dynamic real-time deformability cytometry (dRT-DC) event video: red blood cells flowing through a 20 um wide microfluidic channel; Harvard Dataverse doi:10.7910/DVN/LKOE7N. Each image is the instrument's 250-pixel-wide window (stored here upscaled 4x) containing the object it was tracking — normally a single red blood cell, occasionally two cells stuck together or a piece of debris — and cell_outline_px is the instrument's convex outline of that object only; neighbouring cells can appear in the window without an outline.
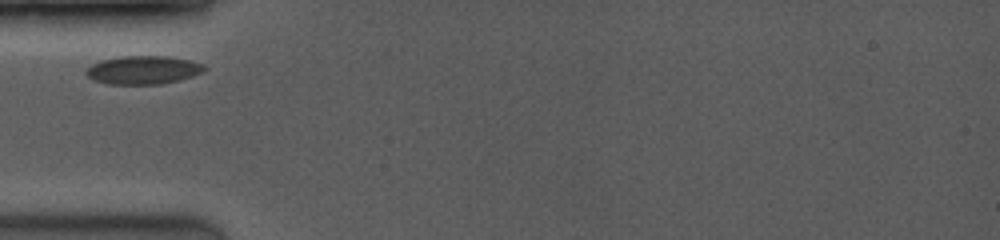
{"species": "common noctule bat (a hibernating species)", "species_latin": "Nyctalus noctula", "temperature_condition": "room temperature", "stored_images_in_passage": 16, "camera_frame_rate_fps": 3500, "um_per_image_px": 0.085, "animal": {"sex": "female", "body_mass_g": 19.0, "forearm_length_mm": 53.3}, "frame": {"image": 1, "passage_image": 1, "time_ms": 0.0, "image_size_px": [1000, 240], "cell_outline_px": [[208, 68], [204, 72], [192, 76], [160, 84], [108, 84], [96, 80], [88, 76], [84, 72], [92, 64], [100, 60], [124, 56], [164, 56], [188, 60], [204, 64]], "centroid_in_image_um": [12.18, 5.94], "position_along_channel_um": 72.8, "area_um2": 19.36}}
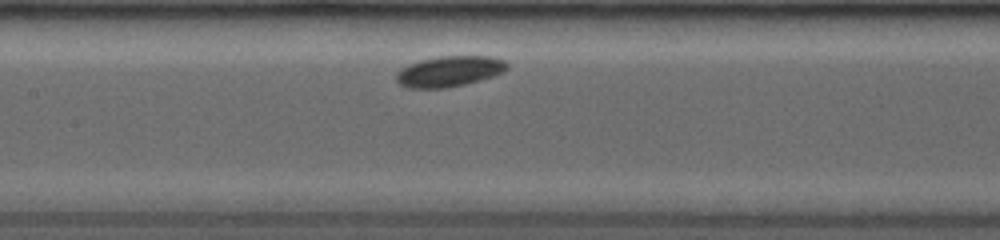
{"frame": {"image": 2, "passage_image": 5, "time_ms": 2.571, "image_size_px": [1000, 240], "cell_outline_px": [[508, 68], [504, 72], [480, 80], [464, 84], [444, 88], [408, 88], [400, 84], [396, 80], [396, 72], [400, 68], [408, 64], [420, 60], [440, 56], [492, 56], [504, 60], [508, 64]], "centroid_in_image_um": [38.18, 6.05], "position_along_channel_um": 169.2, "area_um2": 19.88}}
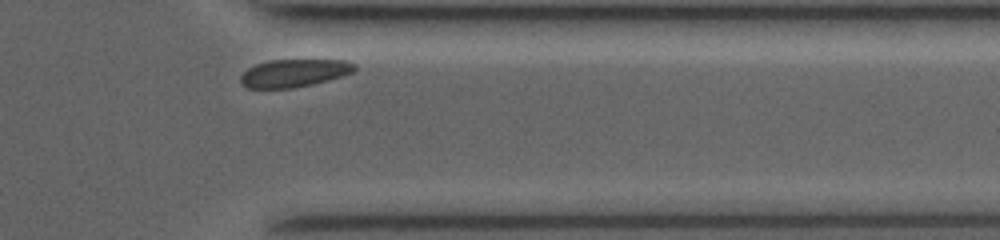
{"frame": {"image": 3, "passage_image": 15, "time_ms": 8.286, "image_size_px": [1000, 240], "cell_outline_px": [[356, 68], [352, 72], [344, 76], [312, 84], [292, 88], [248, 88], [240, 80], [240, 76], [248, 68], [256, 64], [272, 60], [344, 60], [356, 64]], "centroid_in_image_um": [25.02, 6.21], "position_along_channel_um": 386.4, "area_um2": 18.32}}